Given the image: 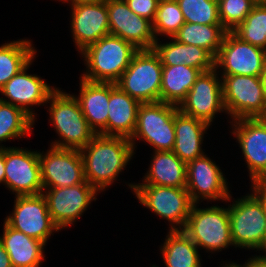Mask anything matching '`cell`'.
Segmentation results:
<instances>
[{
	"label": "cell",
	"instance_id": "cell-32",
	"mask_svg": "<svg viewBox=\"0 0 266 267\" xmlns=\"http://www.w3.org/2000/svg\"><path fill=\"white\" fill-rule=\"evenodd\" d=\"M233 32L243 41L266 50V0L258 1Z\"/></svg>",
	"mask_w": 266,
	"mask_h": 267
},
{
	"label": "cell",
	"instance_id": "cell-10",
	"mask_svg": "<svg viewBox=\"0 0 266 267\" xmlns=\"http://www.w3.org/2000/svg\"><path fill=\"white\" fill-rule=\"evenodd\" d=\"M98 193L100 192L89 183L64 188H47L42 191L49 214L60 231L75 224L91 202L97 200Z\"/></svg>",
	"mask_w": 266,
	"mask_h": 267
},
{
	"label": "cell",
	"instance_id": "cell-29",
	"mask_svg": "<svg viewBox=\"0 0 266 267\" xmlns=\"http://www.w3.org/2000/svg\"><path fill=\"white\" fill-rule=\"evenodd\" d=\"M227 32L223 25L185 22L173 38L177 42L201 47L216 58Z\"/></svg>",
	"mask_w": 266,
	"mask_h": 267
},
{
	"label": "cell",
	"instance_id": "cell-4",
	"mask_svg": "<svg viewBox=\"0 0 266 267\" xmlns=\"http://www.w3.org/2000/svg\"><path fill=\"white\" fill-rule=\"evenodd\" d=\"M193 204L184 233L201 250L220 252L233 246L228 207L207 206L198 208ZM228 247V248H227Z\"/></svg>",
	"mask_w": 266,
	"mask_h": 267
},
{
	"label": "cell",
	"instance_id": "cell-21",
	"mask_svg": "<svg viewBox=\"0 0 266 267\" xmlns=\"http://www.w3.org/2000/svg\"><path fill=\"white\" fill-rule=\"evenodd\" d=\"M79 79V95H74V97L78 100L90 128L96 134L107 136L110 82H92Z\"/></svg>",
	"mask_w": 266,
	"mask_h": 267
},
{
	"label": "cell",
	"instance_id": "cell-1",
	"mask_svg": "<svg viewBox=\"0 0 266 267\" xmlns=\"http://www.w3.org/2000/svg\"><path fill=\"white\" fill-rule=\"evenodd\" d=\"M80 153L85 180L100 193L114 184L136 154L129 138L101 134H96Z\"/></svg>",
	"mask_w": 266,
	"mask_h": 267
},
{
	"label": "cell",
	"instance_id": "cell-33",
	"mask_svg": "<svg viewBox=\"0 0 266 267\" xmlns=\"http://www.w3.org/2000/svg\"><path fill=\"white\" fill-rule=\"evenodd\" d=\"M185 23V19L176 0H159L158 8L152 20L155 38L159 36L173 38Z\"/></svg>",
	"mask_w": 266,
	"mask_h": 267
},
{
	"label": "cell",
	"instance_id": "cell-19",
	"mask_svg": "<svg viewBox=\"0 0 266 267\" xmlns=\"http://www.w3.org/2000/svg\"><path fill=\"white\" fill-rule=\"evenodd\" d=\"M110 35L122 38L138 50L153 49L157 41L152 21L134 13L124 0H106Z\"/></svg>",
	"mask_w": 266,
	"mask_h": 267
},
{
	"label": "cell",
	"instance_id": "cell-17",
	"mask_svg": "<svg viewBox=\"0 0 266 267\" xmlns=\"http://www.w3.org/2000/svg\"><path fill=\"white\" fill-rule=\"evenodd\" d=\"M229 123L244 155L250 180L266 178V118H243Z\"/></svg>",
	"mask_w": 266,
	"mask_h": 267
},
{
	"label": "cell",
	"instance_id": "cell-14",
	"mask_svg": "<svg viewBox=\"0 0 266 267\" xmlns=\"http://www.w3.org/2000/svg\"><path fill=\"white\" fill-rule=\"evenodd\" d=\"M4 219L10 227L45 244L51 235L60 231L49 214L42 194L15 196L13 211Z\"/></svg>",
	"mask_w": 266,
	"mask_h": 267
},
{
	"label": "cell",
	"instance_id": "cell-2",
	"mask_svg": "<svg viewBox=\"0 0 266 267\" xmlns=\"http://www.w3.org/2000/svg\"><path fill=\"white\" fill-rule=\"evenodd\" d=\"M137 52L134 45L122 38L106 35L79 53L86 66L80 78L116 83Z\"/></svg>",
	"mask_w": 266,
	"mask_h": 267
},
{
	"label": "cell",
	"instance_id": "cell-28",
	"mask_svg": "<svg viewBox=\"0 0 266 267\" xmlns=\"http://www.w3.org/2000/svg\"><path fill=\"white\" fill-rule=\"evenodd\" d=\"M162 245L159 248L166 267H202L199 248L183 230H168Z\"/></svg>",
	"mask_w": 266,
	"mask_h": 267
},
{
	"label": "cell",
	"instance_id": "cell-24",
	"mask_svg": "<svg viewBox=\"0 0 266 267\" xmlns=\"http://www.w3.org/2000/svg\"><path fill=\"white\" fill-rule=\"evenodd\" d=\"M0 242L9 255L12 267H40L45 260V243L3 223Z\"/></svg>",
	"mask_w": 266,
	"mask_h": 267
},
{
	"label": "cell",
	"instance_id": "cell-11",
	"mask_svg": "<svg viewBox=\"0 0 266 267\" xmlns=\"http://www.w3.org/2000/svg\"><path fill=\"white\" fill-rule=\"evenodd\" d=\"M265 68V50L243 41L233 31L226 33L215 58L219 75L260 76Z\"/></svg>",
	"mask_w": 266,
	"mask_h": 267
},
{
	"label": "cell",
	"instance_id": "cell-8",
	"mask_svg": "<svg viewBox=\"0 0 266 267\" xmlns=\"http://www.w3.org/2000/svg\"><path fill=\"white\" fill-rule=\"evenodd\" d=\"M220 77L224 105L230 120L266 118V96L260 76L221 75Z\"/></svg>",
	"mask_w": 266,
	"mask_h": 267
},
{
	"label": "cell",
	"instance_id": "cell-20",
	"mask_svg": "<svg viewBox=\"0 0 266 267\" xmlns=\"http://www.w3.org/2000/svg\"><path fill=\"white\" fill-rule=\"evenodd\" d=\"M69 6H71L70 30L78 53L110 34L106 1Z\"/></svg>",
	"mask_w": 266,
	"mask_h": 267
},
{
	"label": "cell",
	"instance_id": "cell-7",
	"mask_svg": "<svg viewBox=\"0 0 266 267\" xmlns=\"http://www.w3.org/2000/svg\"><path fill=\"white\" fill-rule=\"evenodd\" d=\"M132 189L138 202L170 224V231L183 230L193 202L186 188L155 186L150 184H126Z\"/></svg>",
	"mask_w": 266,
	"mask_h": 267
},
{
	"label": "cell",
	"instance_id": "cell-15",
	"mask_svg": "<svg viewBox=\"0 0 266 267\" xmlns=\"http://www.w3.org/2000/svg\"><path fill=\"white\" fill-rule=\"evenodd\" d=\"M178 109L210 126L217 113L227 114L223 100L222 78L219 77L217 69L200 74Z\"/></svg>",
	"mask_w": 266,
	"mask_h": 267
},
{
	"label": "cell",
	"instance_id": "cell-25",
	"mask_svg": "<svg viewBox=\"0 0 266 267\" xmlns=\"http://www.w3.org/2000/svg\"><path fill=\"white\" fill-rule=\"evenodd\" d=\"M170 42L159 43L158 39L153 46L163 66L185 64L200 69L202 72L215 68V58L205 49L177 42L174 38H167Z\"/></svg>",
	"mask_w": 266,
	"mask_h": 267
},
{
	"label": "cell",
	"instance_id": "cell-31",
	"mask_svg": "<svg viewBox=\"0 0 266 267\" xmlns=\"http://www.w3.org/2000/svg\"><path fill=\"white\" fill-rule=\"evenodd\" d=\"M35 122L21 108L0 101V149L7 148L3 142L30 136Z\"/></svg>",
	"mask_w": 266,
	"mask_h": 267
},
{
	"label": "cell",
	"instance_id": "cell-41",
	"mask_svg": "<svg viewBox=\"0 0 266 267\" xmlns=\"http://www.w3.org/2000/svg\"><path fill=\"white\" fill-rule=\"evenodd\" d=\"M58 1V0H57ZM62 3H69L70 5L78 4V3H96V2H103L106 0H59Z\"/></svg>",
	"mask_w": 266,
	"mask_h": 267
},
{
	"label": "cell",
	"instance_id": "cell-18",
	"mask_svg": "<svg viewBox=\"0 0 266 267\" xmlns=\"http://www.w3.org/2000/svg\"><path fill=\"white\" fill-rule=\"evenodd\" d=\"M36 56L13 76L1 89L0 101L21 108L34 121L36 113L32 106L47 105L49 95L56 89L50 86L42 77L27 73ZM31 108V109H30Z\"/></svg>",
	"mask_w": 266,
	"mask_h": 267
},
{
	"label": "cell",
	"instance_id": "cell-22",
	"mask_svg": "<svg viewBox=\"0 0 266 267\" xmlns=\"http://www.w3.org/2000/svg\"><path fill=\"white\" fill-rule=\"evenodd\" d=\"M209 126L208 123L188 116L178 109L175 112V145L172 151L186 163L205 155L202 144Z\"/></svg>",
	"mask_w": 266,
	"mask_h": 267
},
{
	"label": "cell",
	"instance_id": "cell-9",
	"mask_svg": "<svg viewBox=\"0 0 266 267\" xmlns=\"http://www.w3.org/2000/svg\"><path fill=\"white\" fill-rule=\"evenodd\" d=\"M162 66L153 49L138 50L116 85L140 103L158 102Z\"/></svg>",
	"mask_w": 266,
	"mask_h": 267
},
{
	"label": "cell",
	"instance_id": "cell-37",
	"mask_svg": "<svg viewBox=\"0 0 266 267\" xmlns=\"http://www.w3.org/2000/svg\"><path fill=\"white\" fill-rule=\"evenodd\" d=\"M250 191L257 197L266 214V178L251 181Z\"/></svg>",
	"mask_w": 266,
	"mask_h": 267
},
{
	"label": "cell",
	"instance_id": "cell-30",
	"mask_svg": "<svg viewBox=\"0 0 266 267\" xmlns=\"http://www.w3.org/2000/svg\"><path fill=\"white\" fill-rule=\"evenodd\" d=\"M32 40L18 39L0 46V89L35 56Z\"/></svg>",
	"mask_w": 266,
	"mask_h": 267
},
{
	"label": "cell",
	"instance_id": "cell-26",
	"mask_svg": "<svg viewBox=\"0 0 266 267\" xmlns=\"http://www.w3.org/2000/svg\"><path fill=\"white\" fill-rule=\"evenodd\" d=\"M151 156L150 167L138 184L186 188V162L173 151H153Z\"/></svg>",
	"mask_w": 266,
	"mask_h": 267
},
{
	"label": "cell",
	"instance_id": "cell-5",
	"mask_svg": "<svg viewBox=\"0 0 266 267\" xmlns=\"http://www.w3.org/2000/svg\"><path fill=\"white\" fill-rule=\"evenodd\" d=\"M233 199L228 204L233 246L266 253V214L262 204L252 192Z\"/></svg>",
	"mask_w": 266,
	"mask_h": 267
},
{
	"label": "cell",
	"instance_id": "cell-42",
	"mask_svg": "<svg viewBox=\"0 0 266 267\" xmlns=\"http://www.w3.org/2000/svg\"><path fill=\"white\" fill-rule=\"evenodd\" d=\"M223 261V265L221 267H248V264L245 262V264L241 265L239 263H235L234 260L233 262L232 261H229V262H225Z\"/></svg>",
	"mask_w": 266,
	"mask_h": 267
},
{
	"label": "cell",
	"instance_id": "cell-39",
	"mask_svg": "<svg viewBox=\"0 0 266 267\" xmlns=\"http://www.w3.org/2000/svg\"><path fill=\"white\" fill-rule=\"evenodd\" d=\"M0 267H12L8 253L0 242Z\"/></svg>",
	"mask_w": 266,
	"mask_h": 267
},
{
	"label": "cell",
	"instance_id": "cell-12",
	"mask_svg": "<svg viewBox=\"0 0 266 267\" xmlns=\"http://www.w3.org/2000/svg\"><path fill=\"white\" fill-rule=\"evenodd\" d=\"M5 187L15 196L42 194L38 150L13 146L5 148Z\"/></svg>",
	"mask_w": 266,
	"mask_h": 267
},
{
	"label": "cell",
	"instance_id": "cell-27",
	"mask_svg": "<svg viewBox=\"0 0 266 267\" xmlns=\"http://www.w3.org/2000/svg\"><path fill=\"white\" fill-rule=\"evenodd\" d=\"M201 73L185 64L162 66L160 101L179 106Z\"/></svg>",
	"mask_w": 266,
	"mask_h": 267
},
{
	"label": "cell",
	"instance_id": "cell-35",
	"mask_svg": "<svg viewBox=\"0 0 266 267\" xmlns=\"http://www.w3.org/2000/svg\"><path fill=\"white\" fill-rule=\"evenodd\" d=\"M259 0H220L219 18L227 31L237 28Z\"/></svg>",
	"mask_w": 266,
	"mask_h": 267
},
{
	"label": "cell",
	"instance_id": "cell-13",
	"mask_svg": "<svg viewBox=\"0 0 266 267\" xmlns=\"http://www.w3.org/2000/svg\"><path fill=\"white\" fill-rule=\"evenodd\" d=\"M207 154L187 163L186 189L194 204L207 200V202H231L227 178Z\"/></svg>",
	"mask_w": 266,
	"mask_h": 267
},
{
	"label": "cell",
	"instance_id": "cell-40",
	"mask_svg": "<svg viewBox=\"0 0 266 267\" xmlns=\"http://www.w3.org/2000/svg\"><path fill=\"white\" fill-rule=\"evenodd\" d=\"M0 184L5 185V148L0 149Z\"/></svg>",
	"mask_w": 266,
	"mask_h": 267
},
{
	"label": "cell",
	"instance_id": "cell-16",
	"mask_svg": "<svg viewBox=\"0 0 266 267\" xmlns=\"http://www.w3.org/2000/svg\"><path fill=\"white\" fill-rule=\"evenodd\" d=\"M46 151L39 150L43 189L88 183L85 180L83 159L79 149L50 146Z\"/></svg>",
	"mask_w": 266,
	"mask_h": 267
},
{
	"label": "cell",
	"instance_id": "cell-43",
	"mask_svg": "<svg viewBox=\"0 0 266 267\" xmlns=\"http://www.w3.org/2000/svg\"><path fill=\"white\" fill-rule=\"evenodd\" d=\"M260 78H261L262 86H263L264 93L266 96V68L264 69V72L260 75Z\"/></svg>",
	"mask_w": 266,
	"mask_h": 267
},
{
	"label": "cell",
	"instance_id": "cell-36",
	"mask_svg": "<svg viewBox=\"0 0 266 267\" xmlns=\"http://www.w3.org/2000/svg\"><path fill=\"white\" fill-rule=\"evenodd\" d=\"M129 8L139 16L154 19L159 0H124Z\"/></svg>",
	"mask_w": 266,
	"mask_h": 267
},
{
	"label": "cell",
	"instance_id": "cell-38",
	"mask_svg": "<svg viewBox=\"0 0 266 267\" xmlns=\"http://www.w3.org/2000/svg\"><path fill=\"white\" fill-rule=\"evenodd\" d=\"M248 267H266V253L264 255H252L246 260Z\"/></svg>",
	"mask_w": 266,
	"mask_h": 267
},
{
	"label": "cell",
	"instance_id": "cell-34",
	"mask_svg": "<svg viewBox=\"0 0 266 267\" xmlns=\"http://www.w3.org/2000/svg\"><path fill=\"white\" fill-rule=\"evenodd\" d=\"M185 22L207 25H222L218 2L215 0H176Z\"/></svg>",
	"mask_w": 266,
	"mask_h": 267
},
{
	"label": "cell",
	"instance_id": "cell-6",
	"mask_svg": "<svg viewBox=\"0 0 266 267\" xmlns=\"http://www.w3.org/2000/svg\"><path fill=\"white\" fill-rule=\"evenodd\" d=\"M178 106L158 102L141 103L137 110L134 134L129 139L133 150L136 141H143L153 151H172L175 145V112Z\"/></svg>",
	"mask_w": 266,
	"mask_h": 267
},
{
	"label": "cell",
	"instance_id": "cell-23",
	"mask_svg": "<svg viewBox=\"0 0 266 267\" xmlns=\"http://www.w3.org/2000/svg\"><path fill=\"white\" fill-rule=\"evenodd\" d=\"M141 103L110 82L107 136L131 138L136 126L137 110Z\"/></svg>",
	"mask_w": 266,
	"mask_h": 267
},
{
	"label": "cell",
	"instance_id": "cell-3",
	"mask_svg": "<svg viewBox=\"0 0 266 267\" xmlns=\"http://www.w3.org/2000/svg\"><path fill=\"white\" fill-rule=\"evenodd\" d=\"M49 122L58 134V139L50 146L66 149H82L96 133L86 121L78 100L74 94L64 92L57 87L48 97Z\"/></svg>",
	"mask_w": 266,
	"mask_h": 267
}]
</instances>
